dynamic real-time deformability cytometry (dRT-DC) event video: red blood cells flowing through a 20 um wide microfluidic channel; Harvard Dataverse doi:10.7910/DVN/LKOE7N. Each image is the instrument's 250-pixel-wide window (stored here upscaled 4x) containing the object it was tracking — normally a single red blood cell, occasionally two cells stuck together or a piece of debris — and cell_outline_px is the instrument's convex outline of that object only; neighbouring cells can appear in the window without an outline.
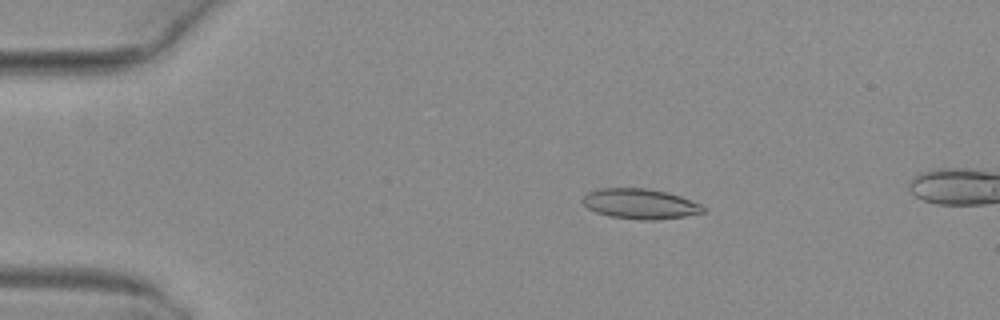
{"species": "common noctule bat (a hibernating species)", "species_latin": "Nyctalus noctula", "temperature_condition": "warm", "stored_images_in_passage": 17, "camera_frame_rate_fps": 3000, "um_per_image_px": 0.085, "animal": {"sex": "female", "body_mass_g": 29.2, "forearm_length_mm": 56.3}, "frame": {"image": 1, "passage_image": 10, "time_ms": 3.0, "image_size_px": [1000, 320], "cell_outline_px": [[708, 208], [704, 212], [684, 216], [656, 220], [640, 220], [608, 216], [596, 212], [588, 208], [580, 200], [588, 192], [596, 188], [648, 188], [668, 192], [680, 196], [700, 204]], "centroid_in_image_um": [54.4, 17.32], "position_along_channel_um": 30.6, "area_um2": 21.39}}